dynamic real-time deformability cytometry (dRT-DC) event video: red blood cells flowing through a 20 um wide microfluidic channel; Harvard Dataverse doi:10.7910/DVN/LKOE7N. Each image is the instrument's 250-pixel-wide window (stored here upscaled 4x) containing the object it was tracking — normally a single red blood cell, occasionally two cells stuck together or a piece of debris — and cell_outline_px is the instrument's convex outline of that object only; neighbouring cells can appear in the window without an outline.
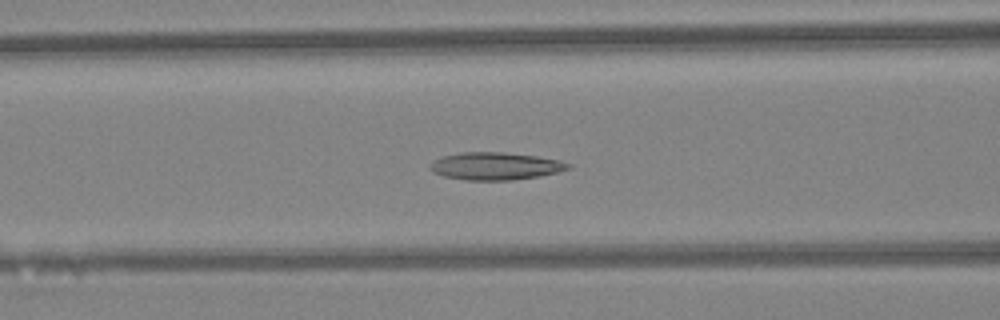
{"species": "Egyptian fruit bat (a non-hibernating species)", "species_latin": "Rousettus aegyptiacus", "temperature_condition": "warm", "stored_images_in_passage": 45, "camera_frame_rate_fps": 3000, "um_per_image_px": 0.085, "animal": {"sex": "female"}, "frame": {"image": 1, "passage_image": 18, "time_ms": 5.667, "image_size_px": [1000, 320], "cell_outline_px": [[572, 168], [540, 176], [512, 180], [464, 180], [444, 176], [432, 172], [428, 168], [428, 164], [432, 160], [444, 156], [460, 152], [504, 152], [536, 156], [556, 160], [572, 164]], "centroid_in_image_um": [42.06, 14.12], "position_along_channel_um": 124.5, "area_um2": 22.25}}
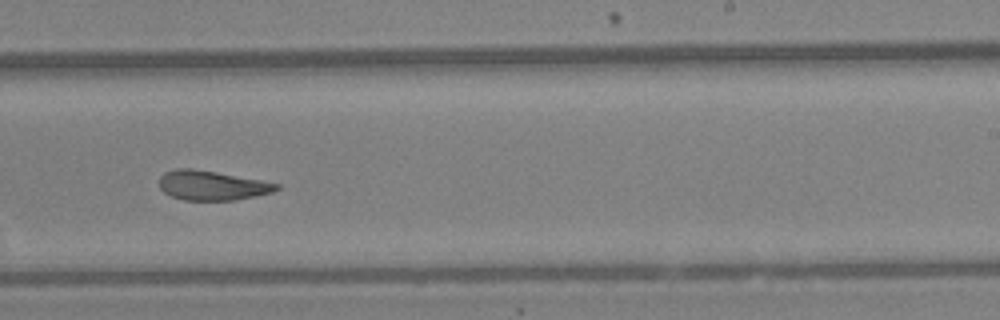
{"frame": {"image": 2, "passage_image": 28, "time_ms": 9.0, "image_size_px": [1000, 320], "cell_outline_px": [[280, 188], [272, 192], [256, 196], [236, 200], [184, 200], [172, 196], [164, 192], [160, 188], [160, 176], [164, 172], [176, 168], [192, 168], [216, 172], [260, 180], [280, 184]], "centroid_in_image_um": [18.01, 15.76], "position_along_channel_um": 271.0, "area_um2": 20.11}}
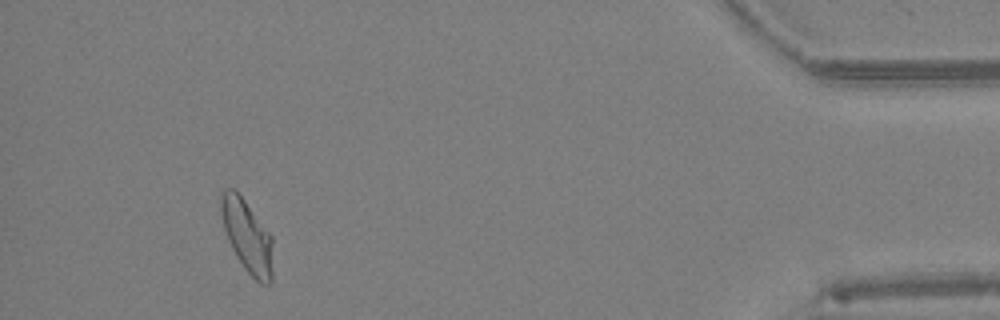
{"frame": {"image": 3, "passage_image": 42, "time_ms": 13.667, "image_size_px": [1000, 320], "cell_outline_px": [[272, 280], [268, 284], [260, 284], [244, 268], [236, 256], [228, 240], [224, 228], [220, 212], [220, 192], [224, 188], [236, 188], [272, 236]], "centroid_in_image_um": [20.99, 20.02], "position_along_channel_um": 414.2, "area_um2": 22.14}, "authors_computed_cell_mechanics": {"area_um2": 21.6172, "velocity_mm_per_s": 4.4206, "shape_relaxation_time_tau1_ms": 6.9443, "shape_relaxation_time_tau2_ms": 4.1081, "deformation_change_tau1": 0.2092, "deformation_change_tau2": 0.1463}}